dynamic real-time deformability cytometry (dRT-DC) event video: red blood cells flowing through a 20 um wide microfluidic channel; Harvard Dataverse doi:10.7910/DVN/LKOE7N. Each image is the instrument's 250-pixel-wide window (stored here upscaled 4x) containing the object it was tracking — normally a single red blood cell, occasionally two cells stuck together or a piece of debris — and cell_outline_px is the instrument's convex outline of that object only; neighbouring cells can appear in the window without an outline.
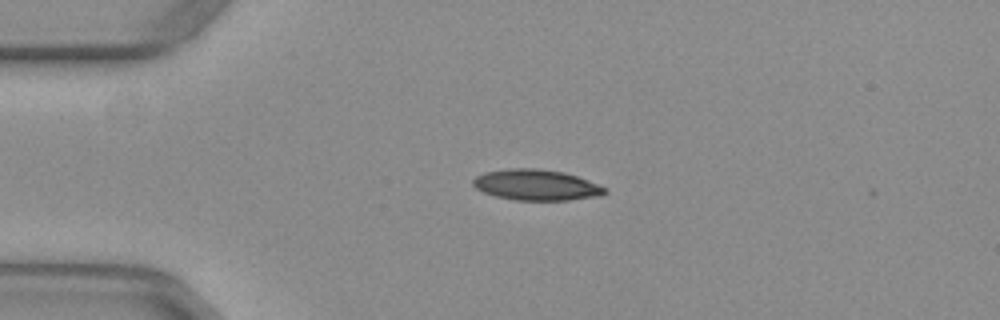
{"species": "common noctule bat (a hibernating species)", "species_latin": "Nyctalus noctula", "temperature_condition": "warm", "stored_images_in_passage": 41, "camera_frame_rate_fps": 3000, "um_per_image_px": 0.085, "animal": {"sex": "female", "body_mass_g": 29.2, "forearm_length_mm": 56.3}, "frame": {"image": 1, "passage_image": 1, "time_ms": 0.0, "image_size_px": [1000, 320], "cell_outline_px": [[608, 192], [604, 196], [568, 200], [516, 200], [496, 196], [484, 192], [476, 188], [472, 184], [472, 180], [476, 176], [484, 172], [512, 168], [536, 168], [564, 172], [588, 180], [608, 188]], "centroid_in_image_um": [45.63, 15.72], "position_along_channel_um": 39.4, "area_um2": 23.81}}
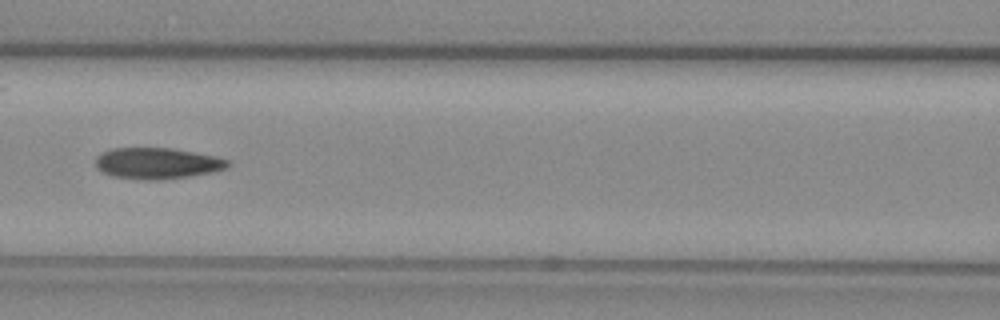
{"frame": {"image": 2, "passage_image": 12, "time_ms": 3.667, "image_size_px": [1000, 320], "cell_outline_px": [[232, 164], [228, 168], [212, 172], [188, 176], [156, 180], [144, 180], [112, 176], [100, 172], [96, 168], [96, 156], [112, 148], [172, 148], [212, 156], [228, 160]], "centroid_in_image_um": [13.33, 13.89], "position_along_channel_um": 153.3, "area_um2": 23.93}}
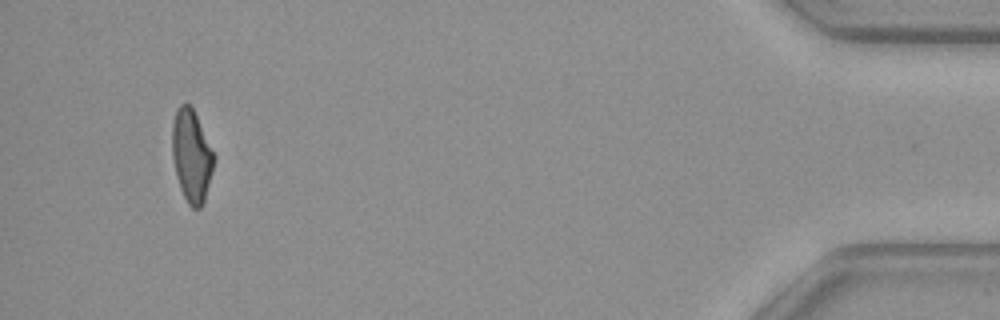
{"frame": {"image": 3, "passage_image": 38, "time_ms": 12.333, "image_size_px": [1000, 320], "cell_outline_px": [[216, 160], [204, 200], [200, 208], [192, 208], [188, 204], [180, 188], [176, 176], [172, 156], [172, 124], [176, 108], [180, 104], [188, 104], [192, 108], [216, 156]], "centroid_in_image_um": [16.28, 13.25], "position_along_channel_um": 418.9, "area_um2": 22.48}, "authors_computed_cell_mechanics": {"area_um2": 23.7558, "velocity_mm_per_s": 3.9654, "shape_relaxation_time_tau1_ms": 7.8062, "shape_relaxation_time_tau2_ms": 2.5536, "deformation_change_tau1": 0.2164, "deformation_change_tau2": 0.1031}}